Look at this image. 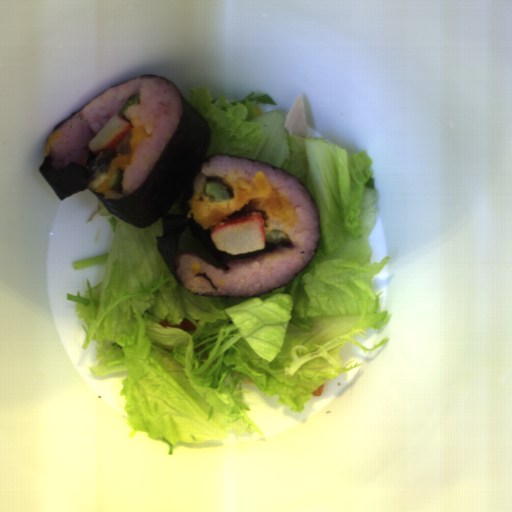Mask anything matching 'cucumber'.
Returning <instances> with one entry per match:
<instances>
[{
  "mask_svg": "<svg viewBox=\"0 0 512 512\" xmlns=\"http://www.w3.org/2000/svg\"><path fill=\"white\" fill-rule=\"evenodd\" d=\"M205 197H208L211 202H221L225 199L231 198L229 188L219 181H208L204 190Z\"/></svg>",
  "mask_w": 512,
  "mask_h": 512,
  "instance_id": "obj_1",
  "label": "cucumber"
},
{
  "mask_svg": "<svg viewBox=\"0 0 512 512\" xmlns=\"http://www.w3.org/2000/svg\"><path fill=\"white\" fill-rule=\"evenodd\" d=\"M290 241L288 235L284 230L273 229L265 235L264 242L271 243L273 245H286Z\"/></svg>",
  "mask_w": 512,
  "mask_h": 512,
  "instance_id": "obj_2",
  "label": "cucumber"
},
{
  "mask_svg": "<svg viewBox=\"0 0 512 512\" xmlns=\"http://www.w3.org/2000/svg\"><path fill=\"white\" fill-rule=\"evenodd\" d=\"M123 173L120 169L114 170L109 176L108 189L119 190L122 186Z\"/></svg>",
  "mask_w": 512,
  "mask_h": 512,
  "instance_id": "obj_3",
  "label": "cucumber"
},
{
  "mask_svg": "<svg viewBox=\"0 0 512 512\" xmlns=\"http://www.w3.org/2000/svg\"><path fill=\"white\" fill-rule=\"evenodd\" d=\"M140 103V94H133V95H130L126 102L123 104V106L121 107V110H120V115L124 118V113L126 111V109L128 107H130L131 105H138Z\"/></svg>",
  "mask_w": 512,
  "mask_h": 512,
  "instance_id": "obj_4",
  "label": "cucumber"
}]
</instances>
